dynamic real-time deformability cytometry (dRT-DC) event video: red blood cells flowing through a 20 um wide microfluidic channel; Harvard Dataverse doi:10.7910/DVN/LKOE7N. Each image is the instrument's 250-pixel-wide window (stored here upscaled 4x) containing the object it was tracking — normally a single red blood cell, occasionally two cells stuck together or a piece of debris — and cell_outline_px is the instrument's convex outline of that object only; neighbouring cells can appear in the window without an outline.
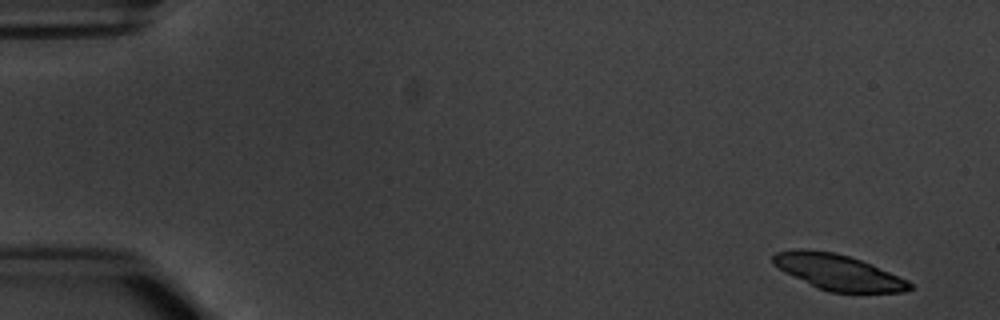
{"species": "common noctule bat (a hibernating species)", "species_latin": "Nyctalus noctula", "temperature_condition": "warm", "stored_images_in_passage": 5, "camera_frame_rate_fps": 3000, "um_per_image_px": 0.085, "animal": {"sex": "male", "body_mass_g": 20.1, "forearm_length_mm": 53.5}, "frame": {"image": 1, "passage_image": 1, "time_ms": 0.0, "image_size_px": [1000, 320], "cell_outline_px": [[912, 288], [904, 292], [828, 292], [816, 288], [784, 272], [772, 264], [772, 256], [776, 252], [800, 248], [804, 248], [832, 252], [848, 256], [872, 264], [908, 280], [912, 284]], "centroid_in_image_um": [71.2, 23.13], "position_along_channel_um": 13.8, "area_um2": 28.44}}